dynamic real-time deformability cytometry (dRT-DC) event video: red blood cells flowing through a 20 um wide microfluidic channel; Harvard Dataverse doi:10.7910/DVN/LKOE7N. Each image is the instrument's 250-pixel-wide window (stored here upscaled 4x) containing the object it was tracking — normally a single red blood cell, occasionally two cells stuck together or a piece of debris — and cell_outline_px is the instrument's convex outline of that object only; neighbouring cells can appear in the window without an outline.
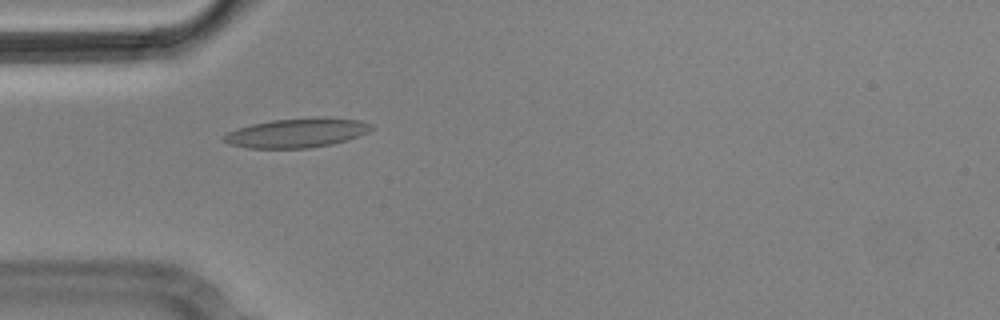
{"species": "Egyptian fruit bat (a non-hibernating species)", "species_latin": "Rousettus aegyptiacus", "temperature_condition": "cold", "stored_images_in_passage": 3, "camera_frame_rate_fps": 3000, "um_per_image_px": 0.085, "animal": {"sex": "male"}, "frame": {"image": 1, "passage_image": 1, "time_ms": 0.0, "image_size_px": [1000, 320], "cell_outline_px": [[372, 128], [368, 132], [332, 144], [308, 148], [248, 148], [232, 144], [224, 140], [224, 136], [228, 132], [236, 128], [252, 124], [272, 120], [312, 116], [324, 116], [360, 120], [372, 124]], "centroid_in_image_um": [25.26, 11.27], "position_along_channel_um": 59.7, "area_um2": 25.2}}